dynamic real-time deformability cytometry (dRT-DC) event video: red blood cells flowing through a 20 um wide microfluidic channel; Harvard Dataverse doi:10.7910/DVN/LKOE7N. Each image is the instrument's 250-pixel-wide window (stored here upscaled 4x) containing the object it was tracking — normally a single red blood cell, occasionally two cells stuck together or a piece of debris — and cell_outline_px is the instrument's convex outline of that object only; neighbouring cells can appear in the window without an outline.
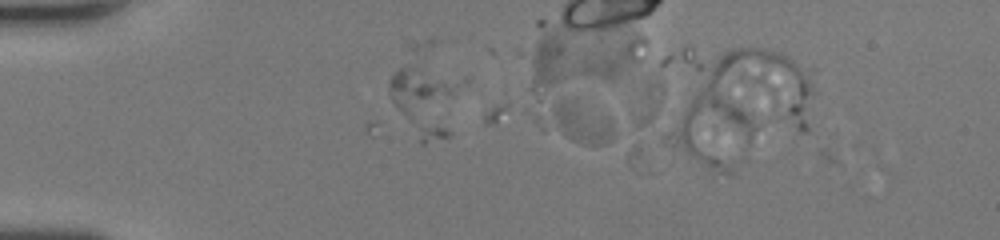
{"species": "human", "species_latin": "Homo sapiens", "temperature_condition": "room temperature", "stored_images_in_passage": 2, "camera_frame_rate_fps": 3000, "um_per_image_px": 0.085, "donor": {"sex": "female"}, "frame": {"image": 1, "passage_image": 1, "time_ms": 0.0, "image_size_px": [1000, 240], "cell_outline_px": [[452, 136], [424, 144], [420, 144], [392, 100], [388, 88], [388, 80], [400, 68], [412, 68], [420, 72], [436, 88], [452, 132]], "centroid_in_image_um": [35.65, 8.96], "position_along_channel_um": 49.4, "area_um2": 21.56}}